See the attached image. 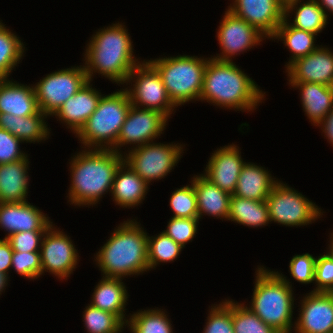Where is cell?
<instances>
[{"label":"cell","instance_id":"1","mask_svg":"<svg viewBox=\"0 0 333 333\" xmlns=\"http://www.w3.org/2000/svg\"><path fill=\"white\" fill-rule=\"evenodd\" d=\"M124 24L118 21L100 28L89 39L83 55L89 81L98 73L121 87L134 67L142 62L133 55V42Z\"/></svg>","mask_w":333,"mask_h":333},{"label":"cell","instance_id":"2","mask_svg":"<svg viewBox=\"0 0 333 333\" xmlns=\"http://www.w3.org/2000/svg\"><path fill=\"white\" fill-rule=\"evenodd\" d=\"M265 93L235 62L208 59L199 98L201 102L248 113L265 100Z\"/></svg>","mask_w":333,"mask_h":333},{"label":"cell","instance_id":"3","mask_svg":"<svg viewBox=\"0 0 333 333\" xmlns=\"http://www.w3.org/2000/svg\"><path fill=\"white\" fill-rule=\"evenodd\" d=\"M123 161L124 155L111 149L83 148L71 156L68 203L88 208L97 205L103 195L111 193L115 172Z\"/></svg>","mask_w":333,"mask_h":333},{"label":"cell","instance_id":"4","mask_svg":"<svg viewBox=\"0 0 333 333\" xmlns=\"http://www.w3.org/2000/svg\"><path fill=\"white\" fill-rule=\"evenodd\" d=\"M110 235L94 255L101 275L124 279L149 271L148 233L137 219L121 222Z\"/></svg>","mask_w":333,"mask_h":333},{"label":"cell","instance_id":"5","mask_svg":"<svg viewBox=\"0 0 333 333\" xmlns=\"http://www.w3.org/2000/svg\"><path fill=\"white\" fill-rule=\"evenodd\" d=\"M255 275L252 299L246 306L277 332L293 333L295 294L292 281L290 282L284 274L271 271L264 265L257 266Z\"/></svg>","mask_w":333,"mask_h":333},{"label":"cell","instance_id":"6","mask_svg":"<svg viewBox=\"0 0 333 333\" xmlns=\"http://www.w3.org/2000/svg\"><path fill=\"white\" fill-rule=\"evenodd\" d=\"M130 97L124 88L102 95L96 110L75 135L84 149H112L131 107Z\"/></svg>","mask_w":333,"mask_h":333},{"label":"cell","instance_id":"7","mask_svg":"<svg viewBox=\"0 0 333 333\" xmlns=\"http://www.w3.org/2000/svg\"><path fill=\"white\" fill-rule=\"evenodd\" d=\"M210 57L178 55L148 60L161 75L172 103L178 107L199 101L204 72Z\"/></svg>","mask_w":333,"mask_h":333},{"label":"cell","instance_id":"8","mask_svg":"<svg viewBox=\"0 0 333 333\" xmlns=\"http://www.w3.org/2000/svg\"><path fill=\"white\" fill-rule=\"evenodd\" d=\"M271 223L289 227L307 226L322 218L324 211L301 192L278 181L266 199Z\"/></svg>","mask_w":333,"mask_h":333},{"label":"cell","instance_id":"9","mask_svg":"<svg viewBox=\"0 0 333 333\" xmlns=\"http://www.w3.org/2000/svg\"><path fill=\"white\" fill-rule=\"evenodd\" d=\"M173 143L154 141L132 149L127 147L124 161L149 185L164 179L182 158L185 144Z\"/></svg>","mask_w":333,"mask_h":333},{"label":"cell","instance_id":"10","mask_svg":"<svg viewBox=\"0 0 333 333\" xmlns=\"http://www.w3.org/2000/svg\"><path fill=\"white\" fill-rule=\"evenodd\" d=\"M124 85L131 104L136 107L159 111L168 119L177 108L168 96L161 75L148 60L134 67Z\"/></svg>","mask_w":333,"mask_h":333},{"label":"cell","instance_id":"11","mask_svg":"<svg viewBox=\"0 0 333 333\" xmlns=\"http://www.w3.org/2000/svg\"><path fill=\"white\" fill-rule=\"evenodd\" d=\"M88 81L84 65L71 66L45 75L33 85L39 109L48 117L53 116Z\"/></svg>","mask_w":333,"mask_h":333},{"label":"cell","instance_id":"12","mask_svg":"<svg viewBox=\"0 0 333 333\" xmlns=\"http://www.w3.org/2000/svg\"><path fill=\"white\" fill-rule=\"evenodd\" d=\"M168 118L161 112L139 108L134 105L128 110L115 146L111 149L123 154L121 147L130 149L156 141L168 125Z\"/></svg>","mask_w":333,"mask_h":333},{"label":"cell","instance_id":"13","mask_svg":"<svg viewBox=\"0 0 333 333\" xmlns=\"http://www.w3.org/2000/svg\"><path fill=\"white\" fill-rule=\"evenodd\" d=\"M71 237L52 224L45 232L40 257L42 275L49 272L60 280H67L77 268L79 254Z\"/></svg>","mask_w":333,"mask_h":333},{"label":"cell","instance_id":"14","mask_svg":"<svg viewBox=\"0 0 333 333\" xmlns=\"http://www.w3.org/2000/svg\"><path fill=\"white\" fill-rule=\"evenodd\" d=\"M219 24L216 35L221 53L211 56L218 61L232 62V58L253 49L254 46L262 45L260 42L266 39L249 23L227 9Z\"/></svg>","mask_w":333,"mask_h":333},{"label":"cell","instance_id":"15","mask_svg":"<svg viewBox=\"0 0 333 333\" xmlns=\"http://www.w3.org/2000/svg\"><path fill=\"white\" fill-rule=\"evenodd\" d=\"M227 10L270 40L284 19L280 0H232Z\"/></svg>","mask_w":333,"mask_h":333},{"label":"cell","instance_id":"16","mask_svg":"<svg viewBox=\"0 0 333 333\" xmlns=\"http://www.w3.org/2000/svg\"><path fill=\"white\" fill-rule=\"evenodd\" d=\"M295 333H333V292H312L299 300Z\"/></svg>","mask_w":333,"mask_h":333},{"label":"cell","instance_id":"17","mask_svg":"<svg viewBox=\"0 0 333 333\" xmlns=\"http://www.w3.org/2000/svg\"><path fill=\"white\" fill-rule=\"evenodd\" d=\"M239 146L228 144L213 151L202 175L231 195L235 192L244 159Z\"/></svg>","mask_w":333,"mask_h":333},{"label":"cell","instance_id":"18","mask_svg":"<svg viewBox=\"0 0 333 333\" xmlns=\"http://www.w3.org/2000/svg\"><path fill=\"white\" fill-rule=\"evenodd\" d=\"M288 82H310L333 86V51L320 45L292 62L285 70Z\"/></svg>","mask_w":333,"mask_h":333},{"label":"cell","instance_id":"19","mask_svg":"<svg viewBox=\"0 0 333 333\" xmlns=\"http://www.w3.org/2000/svg\"><path fill=\"white\" fill-rule=\"evenodd\" d=\"M53 224L47 214L30 202L0 203V229L8 238L14 233L47 230Z\"/></svg>","mask_w":333,"mask_h":333},{"label":"cell","instance_id":"20","mask_svg":"<svg viewBox=\"0 0 333 333\" xmlns=\"http://www.w3.org/2000/svg\"><path fill=\"white\" fill-rule=\"evenodd\" d=\"M88 81L76 94L71 96L52 117L61 121L73 134H77L96 110L102 97L100 90Z\"/></svg>","mask_w":333,"mask_h":333},{"label":"cell","instance_id":"21","mask_svg":"<svg viewBox=\"0 0 333 333\" xmlns=\"http://www.w3.org/2000/svg\"><path fill=\"white\" fill-rule=\"evenodd\" d=\"M149 185L123 161L117 168L112 184L111 196L115 205L122 208L138 207L146 199Z\"/></svg>","mask_w":333,"mask_h":333},{"label":"cell","instance_id":"22","mask_svg":"<svg viewBox=\"0 0 333 333\" xmlns=\"http://www.w3.org/2000/svg\"><path fill=\"white\" fill-rule=\"evenodd\" d=\"M12 80H0V113L21 117L37 114L40 109L33 84L24 85Z\"/></svg>","mask_w":333,"mask_h":333},{"label":"cell","instance_id":"23","mask_svg":"<svg viewBox=\"0 0 333 333\" xmlns=\"http://www.w3.org/2000/svg\"><path fill=\"white\" fill-rule=\"evenodd\" d=\"M287 83L299 90L302 110L313 126H317L333 109V86L310 82Z\"/></svg>","mask_w":333,"mask_h":333},{"label":"cell","instance_id":"24","mask_svg":"<svg viewBox=\"0 0 333 333\" xmlns=\"http://www.w3.org/2000/svg\"><path fill=\"white\" fill-rule=\"evenodd\" d=\"M197 197L199 220L205 215L227 221L231 194L221 190L202 174L191 178Z\"/></svg>","mask_w":333,"mask_h":333},{"label":"cell","instance_id":"25","mask_svg":"<svg viewBox=\"0 0 333 333\" xmlns=\"http://www.w3.org/2000/svg\"><path fill=\"white\" fill-rule=\"evenodd\" d=\"M27 155L16 162L0 165V203L26 202L29 189V165Z\"/></svg>","mask_w":333,"mask_h":333},{"label":"cell","instance_id":"26","mask_svg":"<svg viewBox=\"0 0 333 333\" xmlns=\"http://www.w3.org/2000/svg\"><path fill=\"white\" fill-rule=\"evenodd\" d=\"M276 179V180H275ZM279 179L272 177L270 170L253 162L243 165L233 195L244 199L264 201Z\"/></svg>","mask_w":333,"mask_h":333},{"label":"cell","instance_id":"27","mask_svg":"<svg viewBox=\"0 0 333 333\" xmlns=\"http://www.w3.org/2000/svg\"><path fill=\"white\" fill-rule=\"evenodd\" d=\"M46 118L49 117L41 110L37 114L25 117L0 113V128L7 130L23 143H41L51 135Z\"/></svg>","mask_w":333,"mask_h":333},{"label":"cell","instance_id":"28","mask_svg":"<svg viewBox=\"0 0 333 333\" xmlns=\"http://www.w3.org/2000/svg\"><path fill=\"white\" fill-rule=\"evenodd\" d=\"M123 279L102 276L92 293L90 304L98 309L117 315L125 324L128 319L126 315V303L128 292Z\"/></svg>","mask_w":333,"mask_h":333},{"label":"cell","instance_id":"29","mask_svg":"<svg viewBox=\"0 0 333 333\" xmlns=\"http://www.w3.org/2000/svg\"><path fill=\"white\" fill-rule=\"evenodd\" d=\"M291 15H294L293 17ZM292 18V21L290 20ZM284 19L300 30L308 31L318 36L328 23L324 10L316 0H292L284 5ZM291 21V22H290Z\"/></svg>","mask_w":333,"mask_h":333},{"label":"cell","instance_id":"30","mask_svg":"<svg viewBox=\"0 0 333 333\" xmlns=\"http://www.w3.org/2000/svg\"><path fill=\"white\" fill-rule=\"evenodd\" d=\"M227 221L253 228L268 226L270 220L266 200L244 199L232 194Z\"/></svg>","mask_w":333,"mask_h":333},{"label":"cell","instance_id":"31","mask_svg":"<svg viewBox=\"0 0 333 333\" xmlns=\"http://www.w3.org/2000/svg\"><path fill=\"white\" fill-rule=\"evenodd\" d=\"M316 36V34L291 26L287 20L283 19L271 39L282 41L291 52L290 59L285 64V68H287L295 60L308 55L319 47L315 42L317 41Z\"/></svg>","mask_w":333,"mask_h":333},{"label":"cell","instance_id":"32","mask_svg":"<svg viewBox=\"0 0 333 333\" xmlns=\"http://www.w3.org/2000/svg\"><path fill=\"white\" fill-rule=\"evenodd\" d=\"M143 310V311H142ZM166 309H141L126 315V324L131 333H173V326Z\"/></svg>","mask_w":333,"mask_h":333},{"label":"cell","instance_id":"33","mask_svg":"<svg viewBox=\"0 0 333 333\" xmlns=\"http://www.w3.org/2000/svg\"><path fill=\"white\" fill-rule=\"evenodd\" d=\"M0 20V80L10 75L25 55V44ZM16 66V67H15Z\"/></svg>","mask_w":333,"mask_h":333},{"label":"cell","instance_id":"34","mask_svg":"<svg viewBox=\"0 0 333 333\" xmlns=\"http://www.w3.org/2000/svg\"><path fill=\"white\" fill-rule=\"evenodd\" d=\"M183 247L176 243L163 231L158 235H148V265L149 270L155 269L161 263H171L178 259Z\"/></svg>","mask_w":333,"mask_h":333},{"label":"cell","instance_id":"35","mask_svg":"<svg viewBox=\"0 0 333 333\" xmlns=\"http://www.w3.org/2000/svg\"><path fill=\"white\" fill-rule=\"evenodd\" d=\"M87 333H122L126 324L115 314L103 311L88 304L83 311Z\"/></svg>","mask_w":333,"mask_h":333},{"label":"cell","instance_id":"36","mask_svg":"<svg viewBox=\"0 0 333 333\" xmlns=\"http://www.w3.org/2000/svg\"><path fill=\"white\" fill-rule=\"evenodd\" d=\"M232 324L235 333H279L265 324L246 304L232 299Z\"/></svg>","mask_w":333,"mask_h":333},{"label":"cell","instance_id":"37","mask_svg":"<svg viewBox=\"0 0 333 333\" xmlns=\"http://www.w3.org/2000/svg\"><path fill=\"white\" fill-rule=\"evenodd\" d=\"M229 299L209 306L202 333H235L232 324V299Z\"/></svg>","mask_w":333,"mask_h":333},{"label":"cell","instance_id":"38","mask_svg":"<svg viewBox=\"0 0 333 333\" xmlns=\"http://www.w3.org/2000/svg\"><path fill=\"white\" fill-rule=\"evenodd\" d=\"M183 187L176 188L170 196V209L172 217L180 218H199L197 197L192 182Z\"/></svg>","mask_w":333,"mask_h":333},{"label":"cell","instance_id":"39","mask_svg":"<svg viewBox=\"0 0 333 333\" xmlns=\"http://www.w3.org/2000/svg\"><path fill=\"white\" fill-rule=\"evenodd\" d=\"M199 218L171 217L167 222L166 230H163L176 243L185 248L188 242L196 237Z\"/></svg>","mask_w":333,"mask_h":333},{"label":"cell","instance_id":"40","mask_svg":"<svg viewBox=\"0 0 333 333\" xmlns=\"http://www.w3.org/2000/svg\"><path fill=\"white\" fill-rule=\"evenodd\" d=\"M11 269L27 280H36L42 276L40 252L13 251Z\"/></svg>","mask_w":333,"mask_h":333},{"label":"cell","instance_id":"41","mask_svg":"<svg viewBox=\"0 0 333 333\" xmlns=\"http://www.w3.org/2000/svg\"><path fill=\"white\" fill-rule=\"evenodd\" d=\"M316 258L310 253L297 254L289 262V273L301 284L314 283Z\"/></svg>","mask_w":333,"mask_h":333},{"label":"cell","instance_id":"42","mask_svg":"<svg viewBox=\"0 0 333 333\" xmlns=\"http://www.w3.org/2000/svg\"><path fill=\"white\" fill-rule=\"evenodd\" d=\"M314 285L312 292H333V258L327 251L316 258Z\"/></svg>","mask_w":333,"mask_h":333},{"label":"cell","instance_id":"43","mask_svg":"<svg viewBox=\"0 0 333 333\" xmlns=\"http://www.w3.org/2000/svg\"><path fill=\"white\" fill-rule=\"evenodd\" d=\"M21 143L16 136L0 128V165L19 161L28 155L20 149Z\"/></svg>","mask_w":333,"mask_h":333},{"label":"cell","instance_id":"44","mask_svg":"<svg viewBox=\"0 0 333 333\" xmlns=\"http://www.w3.org/2000/svg\"><path fill=\"white\" fill-rule=\"evenodd\" d=\"M46 230H34L17 232L7 239L13 251L17 252H40L41 242Z\"/></svg>","mask_w":333,"mask_h":333},{"label":"cell","instance_id":"45","mask_svg":"<svg viewBox=\"0 0 333 333\" xmlns=\"http://www.w3.org/2000/svg\"><path fill=\"white\" fill-rule=\"evenodd\" d=\"M12 246L7 238L0 239V273L7 274L11 270Z\"/></svg>","mask_w":333,"mask_h":333},{"label":"cell","instance_id":"46","mask_svg":"<svg viewBox=\"0 0 333 333\" xmlns=\"http://www.w3.org/2000/svg\"><path fill=\"white\" fill-rule=\"evenodd\" d=\"M317 126L321 128L324 138H326L327 142L333 147V109Z\"/></svg>","mask_w":333,"mask_h":333},{"label":"cell","instance_id":"47","mask_svg":"<svg viewBox=\"0 0 333 333\" xmlns=\"http://www.w3.org/2000/svg\"><path fill=\"white\" fill-rule=\"evenodd\" d=\"M318 5L324 10L328 20L330 14L333 15V0H316Z\"/></svg>","mask_w":333,"mask_h":333},{"label":"cell","instance_id":"48","mask_svg":"<svg viewBox=\"0 0 333 333\" xmlns=\"http://www.w3.org/2000/svg\"><path fill=\"white\" fill-rule=\"evenodd\" d=\"M10 277L7 274L0 273V295L5 292V289L9 283Z\"/></svg>","mask_w":333,"mask_h":333},{"label":"cell","instance_id":"49","mask_svg":"<svg viewBox=\"0 0 333 333\" xmlns=\"http://www.w3.org/2000/svg\"><path fill=\"white\" fill-rule=\"evenodd\" d=\"M330 241H329V245L327 248V252L330 254V256L333 258V232L330 234Z\"/></svg>","mask_w":333,"mask_h":333},{"label":"cell","instance_id":"50","mask_svg":"<svg viewBox=\"0 0 333 333\" xmlns=\"http://www.w3.org/2000/svg\"><path fill=\"white\" fill-rule=\"evenodd\" d=\"M284 5L292 0H280Z\"/></svg>","mask_w":333,"mask_h":333}]
</instances>
